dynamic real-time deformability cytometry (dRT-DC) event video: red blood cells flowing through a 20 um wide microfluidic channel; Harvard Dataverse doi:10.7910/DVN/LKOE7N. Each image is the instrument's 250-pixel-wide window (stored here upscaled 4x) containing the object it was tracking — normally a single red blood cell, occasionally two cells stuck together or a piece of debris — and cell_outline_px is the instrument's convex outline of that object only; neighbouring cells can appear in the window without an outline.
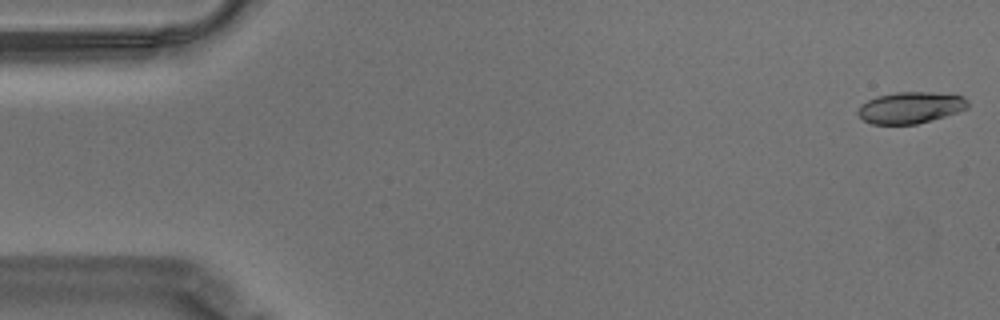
{"species": "Egyptian fruit bat (a non-hibernating species)", "species_latin": "Rousettus aegyptiacus", "temperature_condition": "warm", "stored_images_in_passage": 57, "camera_frame_rate_fps": 3000, "um_per_image_px": 0.085, "animal": {"sex": "male"}, "frame": {"image": 1, "passage_image": 1, "time_ms": 0.0, "image_size_px": [1000, 320], "cell_outline_px": [[968, 108], [944, 116], [916, 124], [872, 124], [864, 120], [856, 112], [860, 104], [876, 96], [896, 92], [932, 92], [964, 96], [968, 100]], "centroid_in_image_um": [77.37, 9.14], "position_along_channel_um": 7.6, "area_um2": 20.11}}
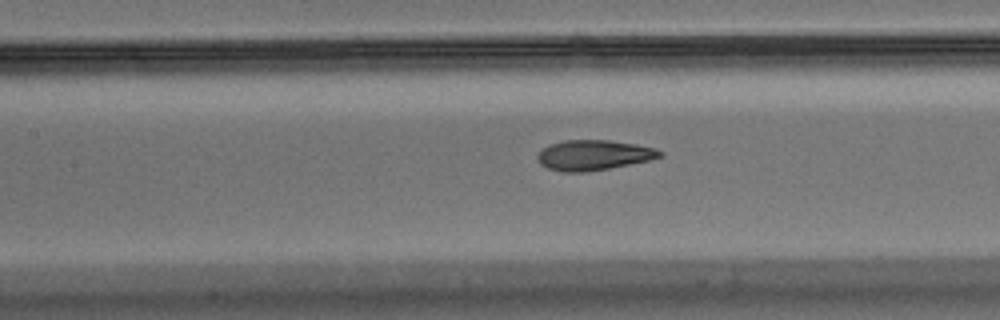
{"frame": {"image": 2, "passage_image": 25, "time_ms": 8.0, "image_size_px": [1000, 320], "cell_outline_px": [[664, 156], [648, 160], [608, 168], [584, 172], [564, 172], [548, 168], [540, 164], [536, 156], [548, 144], [564, 140], [608, 140], [636, 144], [656, 148], [664, 152]], "centroid_in_image_um": [50.46, 13.17], "position_along_channel_um": 156.9, "area_um2": 21.44}}
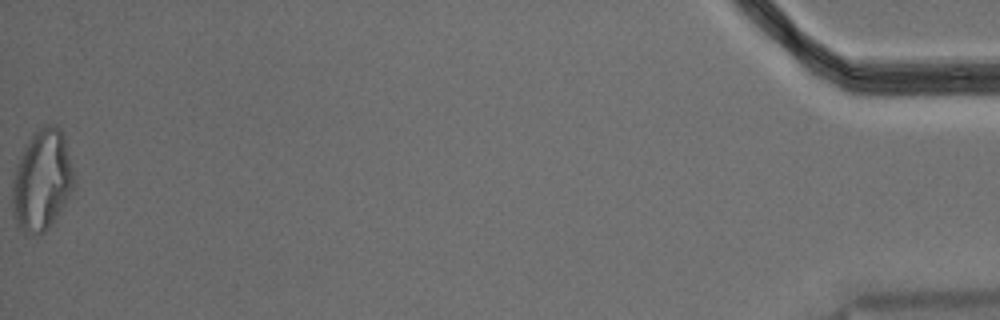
{"frame": {"image": 3, "passage_image": 57, "time_ms": 18.667, "image_size_px": [1000, 320], "cell_outline_px": [[76, 184], [64, 204], [48, 228], [44, 232], [24, 232], [20, 228], [16, 220], [12, 208], [12, 176], [16, 164], [32, 132], [36, 128], [44, 124], [56, 124], [60, 128], [64, 136], [76, 180]], "centroid_in_image_um": [3.57, 15.24], "position_along_channel_um": 431.6, "area_um2": 36.3}, "authors_computed_cell_mechanics": {"area_um2": 21.5594, "velocity_mm_per_s": 3.5234, "shape_relaxation_time_tau1_ms": 5.646, "shape_relaxation_time_tau2_ms": 1.4951, "deformation_change_tau1": 0.2226, "deformation_change_tau2": 0.098}}